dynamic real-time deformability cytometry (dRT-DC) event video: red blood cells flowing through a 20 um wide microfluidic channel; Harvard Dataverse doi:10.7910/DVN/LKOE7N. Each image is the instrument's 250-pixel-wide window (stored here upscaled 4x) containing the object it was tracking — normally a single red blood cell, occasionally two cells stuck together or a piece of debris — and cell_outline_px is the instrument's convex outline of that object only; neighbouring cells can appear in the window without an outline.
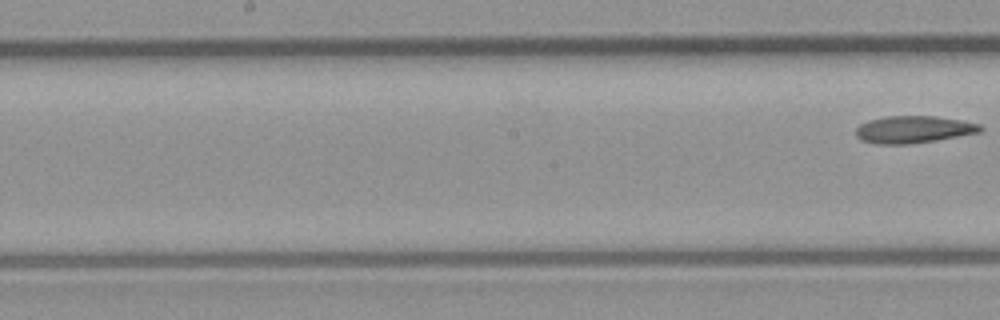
{"species": "common noctule bat (a hibernating species)", "species_latin": "Nyctalus noctula", "temperature_condition": "room temperature", "stored_images_in_passage": 10, "segment_of_instrument_passage": [2, 2], "camera_frame_rate_fps": 3000, "um_per_image_px": 0.085, "animal": {"sex": "male", "body_mass_g": 23.1, "forearm_length_mm": 52.7}, "frame": {"image": 1, "passage_image": 10, "time_ms": 10.333, "image_size_px": [1000, 320], "cell_outline_px": [[984, 128], [980, 132], [936, 140], [908, 144], [880, 144], [864, 140], [856, 136], [856, 128], [860, 124], [868, 120], [888, 116], [936, 116], [960, 120], [980, 124]], "centroid_in_image_um": [77.66, 10.99], "position_along_channel_um": 170.5, "area_um2": 19.54}}